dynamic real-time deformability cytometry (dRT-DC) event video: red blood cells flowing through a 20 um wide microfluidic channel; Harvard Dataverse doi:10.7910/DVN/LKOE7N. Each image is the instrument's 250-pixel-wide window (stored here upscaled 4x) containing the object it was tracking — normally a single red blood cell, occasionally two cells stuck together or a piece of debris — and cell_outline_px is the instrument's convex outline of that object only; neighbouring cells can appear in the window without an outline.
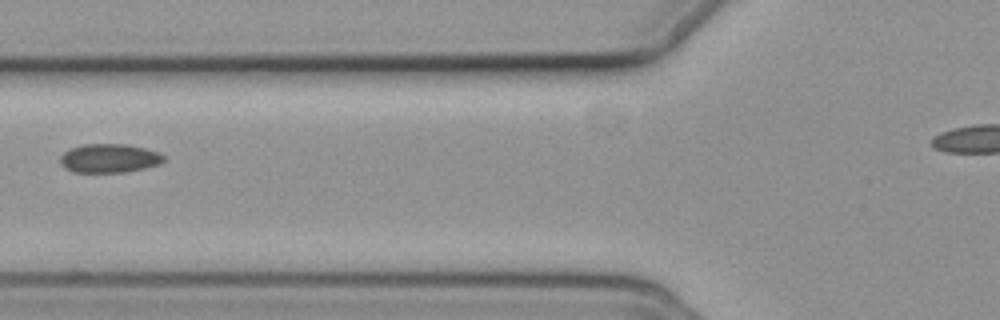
{"species": "common noctule bat (a hibernating species)", "species_latin": "Nyctalus noctula", "temperature_condition": "cold", "stored_images_in_passage": 8, "segment_of_instrument_passage": [1, 2], "camera_frame_rate_fps": 3000, "um_per_image_px": 0.085, "animal": {"sex": "female", "body_mass_g": 19.3, "forearm_length_mm": 54.1}, "frame": {"image": 1, "passage_image": 7, "time_ms": 7.0, "image_size_px": [1000, 320], "cell_outline_px": [[164, 160], [160, 164], [144, 168], [124, 172], [72, 172], [64, 168], [60, 164], [60, 156], [64, 152], [72, 148], [84, 144], [128, 144], [160, 152], [164, 156]], "centroid_in_image_um": [9.28, 13.45], "position_along_channel_um": 116.5, "area_um2": 17.46}}